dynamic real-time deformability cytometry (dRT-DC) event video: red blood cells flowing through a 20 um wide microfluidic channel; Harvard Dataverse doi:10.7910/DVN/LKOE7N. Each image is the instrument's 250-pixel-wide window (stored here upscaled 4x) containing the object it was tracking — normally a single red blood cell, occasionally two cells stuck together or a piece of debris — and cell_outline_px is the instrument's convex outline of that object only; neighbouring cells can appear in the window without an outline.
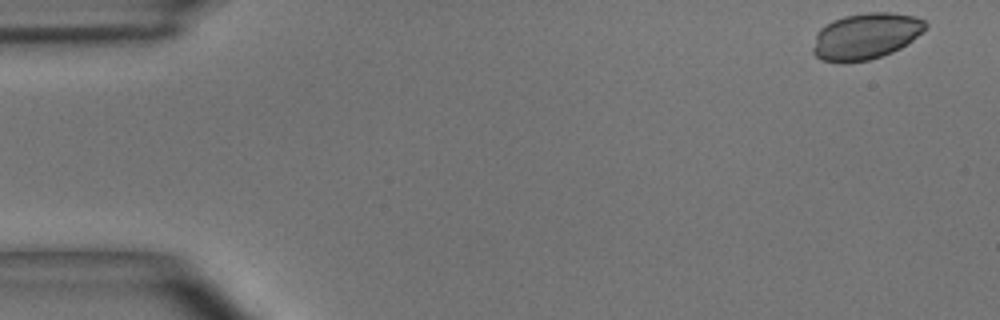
{"species": "common noctule bat (a hibernating species)", "species_latin": "Nyctalus noctula", "temperature_condition": "room temperature", "stored_images_in_passage": 49, "camera_frame_rate_fps": 3000, "um_per_image_px": 0.085, "animal": {"sex": "male", "body_mass_g": 15.6}, "frame": {"image": 1, "passage_image": 1, "time_ms": 0.0, "image_size_px": [1000, 320], "cell_outline_px": [[928, 24], [908, 44], [892, 52], [868, 60], [844, 64], [840, 64], [820, 60], [812, 52], [812, 48], [816, 32], [820, 28], [832, 20], [844, 16], [868, 12], [888, 12], [916, 16], [924, 20]], "centroid_in_image_um": [73.53, 3.09], "position_along_channel_um": 11.5, "area_um2": 30.63}}
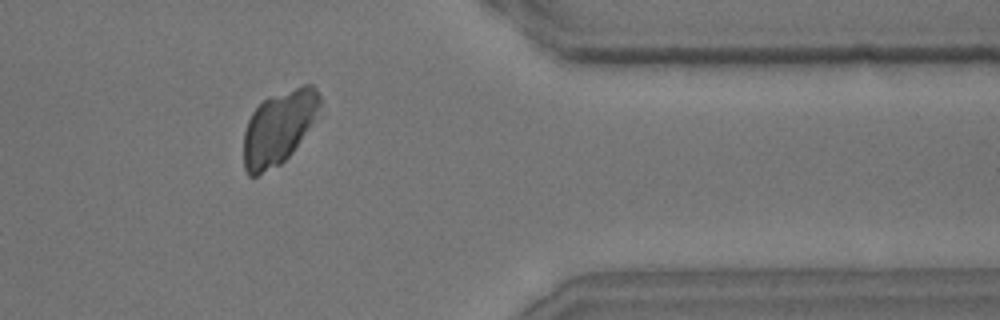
{"frame": {"image": 2, "passage_image": 40, "time_ms": 13.0, "image_size_px": [1000, 320], "cell_outline_px": [[320, 104], [312, 120], [292, 152], [280, 164], [256, 176], [248, 176], [244, 168], [244, 132], [248, 120], [252, 112], [268, 96], [304, 84], [312, 84], [316, 88], [320, 96]], "centroid_in_image_um": [23.64, 10.83], "position_along_channel_um": 387.8, "area_um2": 32.02}}
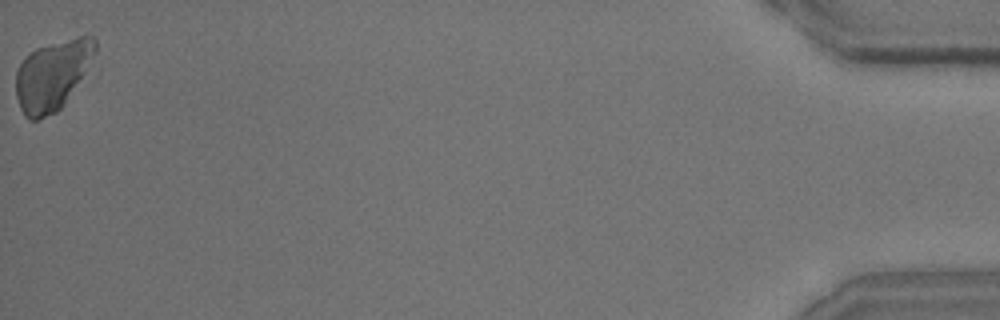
{"frame": {"image": 3, "passage_image": 49, "time_ms": 16.0, "image_size_px": [1000, 320], "cell_outline_px": [[96, 52], [84, 72], [64, 104], [56, 112], [36, 120], [28, 120], [24, 116], [20, 108], [16, 96], [16, 68], [36, 48], [80, 36], [92, 36], [96, 40]], "centroid_in_image_um": [4.42, 6.41], "position_along_channel_um": 430.8, "area_um2": 31.67}}